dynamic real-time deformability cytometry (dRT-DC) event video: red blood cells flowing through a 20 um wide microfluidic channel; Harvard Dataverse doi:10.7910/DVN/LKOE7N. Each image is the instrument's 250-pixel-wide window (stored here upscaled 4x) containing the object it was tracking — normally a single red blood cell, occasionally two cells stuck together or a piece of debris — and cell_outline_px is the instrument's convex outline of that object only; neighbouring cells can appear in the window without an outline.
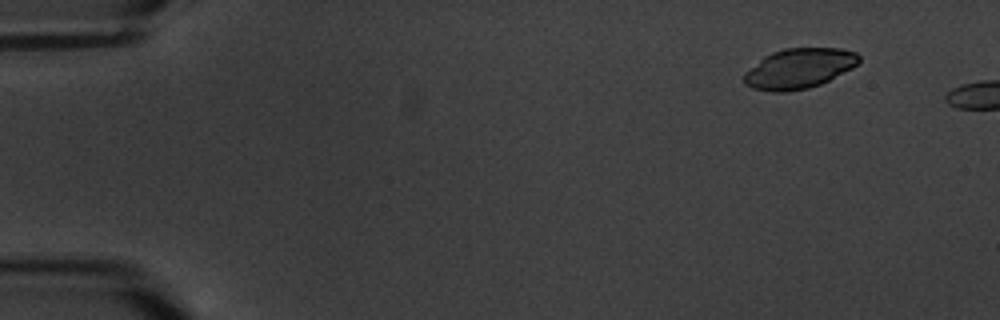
{"species": "common noctule bat (a hibernating species)", "species_latin": "Nyctalus noctula", "temperature_condition": "warm", "stored_images_in_passage": 2, "camera_frame_rate_fps": 3000, "um_per_image_px": 0.085, "animal": {"sex": "male", "body_mass_g": 20.1, "forearm_length_mm": 53.5}, "frame": {"image": 1, "passage_image": 1, "time_ms": 0.0, "image_size_px": [1000, 320], "cell_outline_px": [[860, 60], [852, 68], [820, 84], [808, 88], [788, 92], [772, 92], [752, 88], [744, 84], [744, 72], [764, 56], [772, 52], [784, 48], [840, 48], [856, 52], [860, 56]], "centroid_in_image_um": [67.89, 5.82], "position_along_channel_um": 17.1, "area_um2": 26.88}}